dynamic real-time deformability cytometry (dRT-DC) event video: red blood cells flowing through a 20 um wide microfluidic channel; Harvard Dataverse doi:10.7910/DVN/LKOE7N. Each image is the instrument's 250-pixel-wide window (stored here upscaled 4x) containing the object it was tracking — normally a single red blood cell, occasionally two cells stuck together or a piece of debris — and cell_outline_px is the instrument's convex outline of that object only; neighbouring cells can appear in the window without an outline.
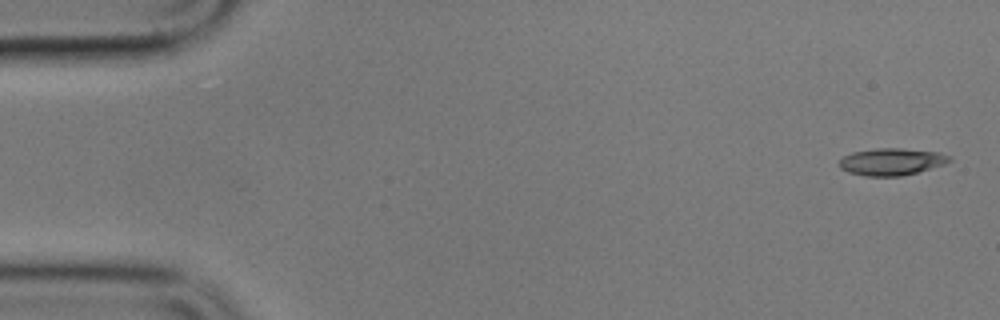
{"species": "common noctule bat (a hibernating species)", "species_latin": "Nyctalus noctula", "temperature_condition": "cold", "stored_images_in_passage": 7, "segment_of_instrument_passage": [1, 2], "camera_frame_rate_fps": 3000, "um_per_image_px": 0.085, "animal": {"sex": "male", "body_mass_g": 17.9}, "frame": {"image": 1, "passage_image": 1, "time_ms": 0.0, "image_size_px": [1000, 320], "cell_outline_px": [[952, 160], [944, 164], [916, 172], [900, 176], [864, 176], [848, 172], [840, 168], [840, 160], [844, 156], [852, 152], [876, 148], [900, 148], [936, 152], [952, 156]], "centroid_in_image_um": [75.77, 13.74], "position_along_channel_um": 9.2, "area_um2": 17.22}}
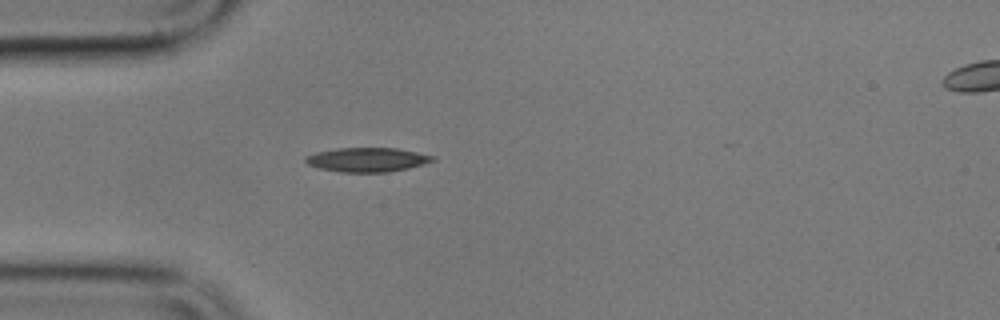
{"frame": {"image": 2, "passage_image": 5, "time_ms": 4.667, "image_size_px": [1000, 320], "cell_outline_px": [[436, 160], [424, 164], [408, 168], [388, 172], [340, 172], [320, 168], [308, 164], [304, 160], [304, 156], [316, 152], [336, 148], [396, 148], [436, 156]], "centroid_in_image_um": [31.22, 13.57], "position_along_channel_um": 53.8, "area_um2": 17.98}}